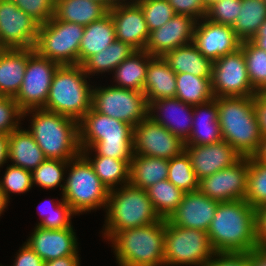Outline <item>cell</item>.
<instances>
[{
  "label": "cell",
  "instance_id": "74e56055",
  "mask_svg": "<svg viewBox=\"0 0 266 266\" xmlns=\"http://www.w3.org/2000/svg\"><path fill=\"white\" fill-rule=\"evenodd\" d=\"M240 48L246 60L249 81L257 93L266 89V51L250 40L242 41Z\"/></svg>",
  "mask_w": 266,
  "mask_h": 266
},
{
  "label": "cell",
  "instance_id": "5b68a950",
  "mask_svg": "<svg viewBox=\"0 0 266 266\" xmlns=\"http://www.w3.org/2000/svg\"><path fill=\"white\" fill-rule=\"evenodd\" d=\"M166 221L115 233L108 241L119 266H164Z\"/></svg>",
  "mask_w": 266,
  "mask_h": 266
},
{
  "label": "cell",
  "instance_id": "52a82bcc",
  "mask_svg": "<svg viewBox=\"0 0 266 266\" xmlns=\"http://www.w3.org/2000/svg\"><path fill=\"white\" fill-rule=\"evenodd\" d=\"M103 238L115 233L156 223L161 220L144 189L128 184L110 190L105 209Z\"/></svg>",
  "mask_w": 266,
  "mask_h": 266
},
{
  "label": "cell",
  "instance_id": "bcb514c9",
  "mask_svg": "<svg viewBox=\"0 0 266 266\" xmlns=\"http://www.w3.org/2000/svg\"><path fill=\"white\" fill-rule=\"evenodd\" d=\"M241 0H220L207 9L206 19L227 26H233L238 13Z\"/></svg>",
  "mask_w": 266,
  "mask_h": 266
},
{
  "label": "cell",
  "instance_id": "f5cc1de1",
  "mask_svg": "<svg viewBox=\"0 0 266 266\" xmlns=\"http://www.w3.org/2000/svg\"><path fill=\"white\" fill-rule=\"evenodd\" d=\"M257 246L266 248V205L256 208Z\"/></svg>",
  "mask_w": 266,
  "mask_h": 266
},
{
  "label": "cell",
  "instance_id": "8992f818",
  "mask_svg": "<svg viewBox=\"0 0 266 266\" xmlns=\"http://www.w3.org/2000/svg\"><path fill=\"white\" fill-rule=\"evenodd\" d=\"M90 78L82 65L59 66L53 76L44 110L79 122L92 107Z\"/></svg>",
  "mask_w": 266,
  "mask_h": 266
},
{
  "label": "cell",
  "instance_id": "ee69618b",
  "mask_svg": "<svg viewBox=\"0 0 266 266\" xmlns=\"http://www.w3.org/2000/svg\"><path fill=\"white\" fill-rule=\"evenodd\" d=\"M142 8L149 32L160 28L175 15L167 0H138Z\"/></svg>",
  "mask_w": 266,
  "mask_h": 266
},
{
  "label": "cell",
  "instance_id": "ba28073f",
  "mask_svg": "<svg viewBox=\"0 0 266 266\" xmlns=\"http://www.w3.org/2000/svg\"><path fill=\"white\" fill-rule=\"evenodd\" d=\"M66 173L62 198L76 214L106 209L110 191L81 153L68 161Z\"/></svg>",
  "mask_w": 266,
  "mask_h": 266
},
{
  "label": "cell",
  "instance_id": "f546056e",
  "mask_svg": "<svg viewBox=\"0 0 266 266\" xmlns=\"http://www.w3.org/2000/svg\"><path fill=\"white\" fill-rule=\"evenodd\" d=\"M169 160L163 158L133 155L130 161L129 184L146 190L168 177Z\"/></svg>",
  "mask_w": 266,
  "mask_h": 266
},
{
  "label": "cell",
  "instance_id": "83f0119b",
  "mask_svg": "<svg viewBox=\"0 0 266 266\" xmlns=\"http://www.w3.org/2000/svg\"><path fill=\"white\" fill-rule=\"evenodd\" d=\"M162 58L176 74L191 73L198 77H212L213 62L202 55L193 43L166 52Z\"/></svg>",
  "mask_w": 266,
  "mask_h": 266
},
{
  "label": "cell",
  "instance_id": "6da1fadb",
  "mask_svg": "<svg viewBox=\"0 0 266 266\" xmlns=\"http://www.w3.org/2000/svg\"><path fill=\"white\" fill-rule=\"evenodd\" d=\"M207 233L215 252H250L257 246L256 209L246 200L219 202Z\"/></svg>",
  "mask_w": 266,
  "mask_h": 266
},
{
  "label": "cell",
  "instance_id": "b9f144b4",
  "mask_svg": "<svg viewBox=\"0 0 266 266\" xmlns=\"http://www.w3.org/2000/svg\"><path fill=\"white\" fill-rule=\"evenodd\" d=\"M56 201L57 202H54V200L52 199L48 202L50 203L49 204L50 206L47 204L48 206L46 205L45 207L42 208V210L40 209L39 213L41 212L40 213L41 219L39 220L40 222L36 224V226L46 229H55V230L70 228L72 226V221H71V219L73 218L72 216L77 214L63 200L62 196H61V201L60 200ZM48 211L49 213L47 214Z\"/></svg>",
  "mask_w": 266,
  "mask_h": 266
},
{
  "label": "cell",
  "instance_id": "30bf717a",
  "mask_svg": "<svg viewBox=\"0 0 266 266\" xmlns=\"http://www.w3.org/2000/svg\"><path fill=\"white\" fill-rule=\"evenodd\" d=\"M85 26L52 17L39 26L34 50L58 65H78L80 42Z\"/></svg>",
  "mask_w": 266,
  "mask_h": 266
},
{
  "label": "cell",
  "instance_id": "f6af8a7d",
  "mask_svg": "<svg viewBox=\"0 0 266 266\" xmlns=\"http://www.w3.org/2000/svg\"><path fill=\"white\" fill-rule=\"evenodd\" d=\"M23 121V111L14 97L0 96V133L10 134L18 129Z\"/></svg>",
  "mask_w": 266,
  "mask_h": 266
},
{
  "label": "cell",
  "instance_id": "603a6c76",
  "mask_svg": "<svg viewBox=\"0 0 266 266\" xmlns=\"http://www.w3.org/2000/svg\"><path fill=\"white\" fill-rule=\"evenodd\" d=\"M219 201L210 199L199 190L185 193L181 203L167 219L185 228L208 231Z\"/></svg>",
  "mask_w": 266,
  "mask_h": 266
},
{
  "label": "cell",
  "instance_id": "ab89813d",
  "mask_svg": "<svg viewBox=\"0 0 266 266\" xmlns=\"http://www.w3.org/2000/svg\"><path fill=\"white\" fill-rule=\"evenodd\" d=\"M167 179L185 193L198 190L199 180L185 151L169 160Z\"/></svg>",
  "mask_w": 266,
  "mask_h": 266
},
{
  "label": "cell",
  "instance_id": "e575fe53",
  "mask_svg": "<svg viewBox=\"0 0 266 266\" xmlns=\"http://www.w3.org/2000/svg\"><path fill=\"white\" fill-rule=\"evenodd\" d=\"M265 20L264 0H241L239 13L232 28L241 41L251 40Z\"/></svg>",
  "mask_w": 266,
  "mask_h": 266
},
{
  "label": "cell",
  "instance_id": "8d00e7d4",
  "mask_svg": "<svg viewBox=\"0 0 266 266\" xmlns=\"http://www.w3.org/2000/svg\"><path fill=\"white\" fill-rule=\"evenodd\" d=\"M148 198L161 219H168L181 203L185 192L168 179L159 181L146 189Z\"/></svg>",
  "mask_w": 266,
  "mask_h": 266
},
{
  "label": "cell",
  "instance_id": "91938a15",
  "mask_svg": "<svg viewBox=\"0 0 266 266\" xmlns=\"http://www.w3.org/2000/svg\"><path fill=\"white\" fill-rule=\"evenodd\" d=\"M10 201L7 200L4 192L0 188V216L5 211V209L8 207V204Z\"/></svg>",
  "mask_w": 266,
  "mask_h": 266
},
{
  "label": "cell",
  "instance_id": "3957f363",
  "mask_svg": "<svg viewBox=\"0 0 266 266\" xmlns=\"http://www.w3.org/2000/svg\"><path fill=\"white\" fill-rule=\"evenodd\" d=\"M27 116H31L27 130L47 159L69 161L81 153L77 121L42 108L24 111L23 119Z\"/></svg>",
  "mask_w": 266,
  "mask_h": 266
},
{
  "label": "cell",
  "instance_id": "11a10c76",
  "mask_svg": "<svg viewBox=\"0 0 266 266\" xmlns=\"http://www.w3.org/2000/svg\"><path fill=\"white\" fill-rule=\"evenodd\" d=\"M250 266H266V248L256 246L250 251Z\"/></svg>",
  "mask_w": 266,
  "mask_h": 266
},
{
  "label": "cell",
  "instance_id": "9a60e30c",
  "mask_svg": "<svg viewBox=\"0 0 266 266\" xmlns=\"http://www.w3.org/2000/svg\"><path fill=\"white\" fill-rule=\"evenodd\" d=\"M39 26L12 0H0V49L34 48Z\"/></svg>",
  "mask_w": 266,
  "mask_h": 266
},
{
  "label": "cell",
  "instance_id": "4316f807",
  "mask_svg": "<svg viewBox=\"0 0 266 266\" xmlns=\"http://www.w3.org/2000/svg\"><path fill=\"white\" fill-rule=\"evenodd\" d=\"M46 159L28 130L20 126L9 134L8 161L12 165L32 172Z\"/></svg>",
  "mask_w": 266,
  "mask_h": 266
},
{
  "label": "cell",
  "instance_id": "ffe728a7",
  "mask_svg": "<svg viewBox=\"0 0 266 266\" xmlns=\"http://www.w3.org/2000/svg\"><path fill=\"white\" fill-rule=\"evenodd\" d=\"M184 151L190 158L192 168L198 180L231 167L242 158L224 140L208 145H185Z\"/></svg>",
  "mask_w": 266,
  "mask_h": 266
},
{
  "label": "cell",
  "instance_id": "60d3db41",
  "mask_svg": "<svg viewBox=\"0 0 266 266\" xmlns=\"http://www.w3.org/2000/svg\"><path fill=\"white\" fill-rule=\"evenodd\" d=\"M245 200L253 208L266 205V164L249 157Z\"/></svg>",
  "mask_w": 266,
  "mask_h": 266
},
{
  "label": "cell",
  "instance_id": "7dc6e473",
  "mask_svg": "<svg viewBox=\"0 0 266 266\" xmlns=\"http://www.w3.org/2000/svg\"><path fill=\"white\" fill-rule=\"evenodd\" d=\"M17 7L40 25L54 17L55 0H12Z\"/></svg>",
  "mask_w": 266,
  "mask_h": 266
},
{
  "label": "cell",
  "instance_id": "94428289",
  "mask_svg": "<svg viewBox=\"0 0 266 266\" xmlns=\"http://www.w3.org/2000/svg\"><path fill=\"white\" fill-rule=\"evenodd\" d=\"M103 4L108 10L112 9L116 4L121 2V0H93Z\"/></svg>",
  "mask_w": 266,
  "mask_h": 266
},
{
  "label": "cell",
  "instance_id": "7c38bea8",
  "mask_svg": "<svg viewBox=\"0 0 266 266\" xmlns=\"http://www.w3.org/2000/svg\"><path fill=\"white\" fill-rule=\"evenodd\" d=\"M60 65L28 48V61L22 85L14 97L24 112L45 106L53 76Z\"/></svg>",
  "mask_w": 266,
  "mask_h": 266
},
{
  "label": "cell",
  "instance_id": "d6a6232c",
  "mask_svg": "<svg viewBox=\"0 0 266 266\" xmlns=\"http://www.w3.org/2000/svg\"><path fill=\"white\" fill-rule=\"evenodd\" d=\"M135 51L130 44L115 40L106 49L90 56L83 64L84 72L90 77L105 72L112 73L126 58L130 57Z\"/></svg>",
  "mask_w": 266,
  "mask_h": 266
},
{
  "label": "cell",
  "instance_id": "7a4b0ae2",
  "mask_svg": "<svg viewBox=\"0 0 266 266\" xmlns=\"http://www.w3.org/2000/svg\"><path fill=\"white\" fill-rule=\"evenodd\" d=\"M81 153L131 160L133 127L91 109L78 122ZM93 152V153H92Z\"/></svg>",
  "mask_w": 266,
  "mask_h": 266
},
{
  "label": "cell",
  "instance_id": "6125c7cd",
  "mask_svg": "<svg viewBox=\"0 0 266 266\" xmlns=\"http://www.w3.org/2000/svg\"><path fill=\"white\" fill-rule=\"evenodd\" d=\"M206 9H208L211 5L215 4L216 2L220 0H202Z\"/></svg>",
  "mask_w": 266,
  "mask_h": 266
},
{
  "label": "cell",
  "instance_id": "9c48e42d",
  "mask_svg": "<svg viewBox=\"0 0 266 266\" xmlns=\"http://www.w3.org/2000/svg\"><path fill=\"white\" fill-rule=\"evenodd\" d=\"M165 221L164 266H205L215 253L208 233Z\"/></svg>",
  "mask_w": 266,
  "mask_h": 266
},
{
  "label": "cell",
  "instance_id": "f907efd6",
  "mask_svg": "<svg viewBox=\"0 0 266 266\" xmlns=\"http://www.w3.org/2000/svg\"><path fill=\"white\" fill-rule=\"evenodd\" d=\"M13 266H45V262L24 243L15 256Z\"/></svg>",
  "mask_w": 266,
  "mask_h": 266
},
{
  "label": "cell",
  "instance_id": "d4e9b609",
  "mask_svg": "<svg viewBox=\"0 0 266 266\" xmlns=\"http://www.w3.org/2000/svg\"><path fill=\"white\" fill-rule=\"evenodd\" d=\"M28 61V48L0 49V96L19 92Z\"/></svg>",
  "mask_w": 266,
  "mask_h": 266
},
{
  "label": "cell",
  "instance_id": "44dd1931",
  "mask_svg": "<svg viewBox=\"0 0 266 266\" xmlns=\"http://www.w3.org/2000/svg\"><path fill=\"white\" fill-rule=\"evenodd\" d=\"M196 22L190 16L175 14L167 23L150 32L145 51L152 56H163L166 52L193 43Z\"/></svg>",
  "mask_w": 266,
  "mask_h": 266
},
{
  "label": "cell",
  "instance_id": "681fc988",
  "mask_svg": "<svg viewBox=\"0 0 266 266\" xmlns=\"http://www.w3.org/2000/svg\"><path fill=\"white\" fill-rule=\"evenodd\" d=\"M205 266H250V252H215Z\"/></svg>",
  "mask_w": 266,
  "mask_h": 266
},
{
  "label": "cell",
  "instance_id": "7bdbcfd3",
  "mask_svg": "<svg viewBox=\"0 0 266 266\" xmlns=\"http://www.w3.org/2000/svg\"><path fill=\"white\" fill-rule=\"evenodd\" d=\"M0 188L4 192L8 201L10 200V194L12 193H26L33 188L32 172L9 164L6 167L3 178L0 180Z\"/></svg>",
  "mask_w": 266,
  "mask_h": 266
},
{
  "label": "cell",
  "instance_id": "484cf974",
  "mask_svg": "<svg viewBox=\"0 0 266 266\" xmlns=\"http://www.w3.org/2000/svg\"><path fill=\"white\" fill-rule=\"evenodd\" d=\"M143 93L148 104L176 96V73L162 56H153L148 64Z\"/></svg>",
  "mask_w": 266,
  "mask_h": 266
},
{
  "label": "cell",
  "instance_id": "9f6ffc18",
  "mask_svg": "<svg viewBox=\"0 0 266 266\" xmlns=\"http://www.w3.org/2000/svg\"><path fill=\"white\" fill-rule=\"evenodd\" d=\"M250 41L255 46L266 51V20L262 23L256 35Z\"/></svg>",
  "mask_w": 266,
  "mask_h": 266
},
{
  "label": "cell",
  "instance_id": "be15d7a7",
  "mask_svg": "<svg viewBox=\"0 0 266 266\" xmlns=\"http://www.w3.org/2000/svg\"><path fill=\"white\" fill-rule=\"evenodd\" d=\"M122 2H129V0H121ZM138 0H130V2H137Z\"/></svg>",
  "mask_w": 266,
  "mask_h": 266
},
{
  "label": "cell",
  "instance_id": "4fadbf2b",
  "mask_svg": "<svg viewBox=\"0 0 266 266\" xmlns=\"http://www.w3.org/2000/svg\"><path fill=\"white\" fill-rule=\"evenodd\" d=\"M211 83L214 97H251L257 94L249 81L241 48L213 62Z\"/></svg>",
  "mask_w": 266,
  "mask_h": 266
},
{
  "label": "cell",
  "instance_id": "f35d334b",
  "mask_svg": "<svg viewBox=\"0 0 266 266\" xmlns=\"http://www.w3.org/2000/svg\"><path fill=\"white\" fill-rule=\"evenodd\" d=\"M68 161L59 159H46L32 171V184L42 189H55L61 187L63 191ZM63 181V182H62ZM62 182V184H61Z\"/></svg>",
  "mask_w": 266,
  "mask_h": 266
},
{
  "label": "cell",
  "instance_id": "8fae6325",
  "mask_svg": "<svg viewBox=\"0 0 266 266\" xmlns=\"http://www.w3.org/2000/svg\"><path fill=\"white\" fill-rule=\"evenodd\" d=\"M92 89V108L132 127L148 117L149 104L143 92L117 86H96Z\"/></svg>",
  "mask_w": 266,
  "mask_h": 266
},
{
  "label": "cell",
  "instance_id": "5bb4252c",
  "mask_svg": "<svg viewBox=\"0 0 266 266\" xmlns=\"http://www.w3.org/2000/svg\"><path fill=\"white\" fill-rule=\"evenodd\" d=\"M133 154L171 160L184 151V141L150 117L133 127Z\"/></svg>",
  "mask_w": 266,
  "mask_h": 266
},
{
  "label": "cell",
  "instance_id": "ac0fdd59",
  "mask_svg": "<svg viewBox=\"0 0 266 266\" xmlns=\"http://www.w3.org/2000/svg\"><path fill=\"white\" fill-rule=\"evenodd\" d=\"M115 25L116 39L136 50H145L150 32L142 8L137 2H119L108 11Z\"/></svg>",
  "mask_w": 266,
  "mask_h": 266
},
{
  "label": "cell",
  "instance_id": "f1b7e54d",
  "mask_svg": "<svg viewBox=\"0 0 266 266\" xmlns=\"http://www.w3.org/2000/svg\"><path fill=\"white\" fill-rule=\"evenodd\" d=\"M116 40L115 25L110 13L85 26L80 42L78 64L82 65L90 56L106 49Z\"/></svg>",
  "mask_w": 266,
  "mask_h": 266
},
{
  "label": "cell",
  "instance_id": "4dcf8cb0",
  "mask_svg": "<svg viewBox=\"0 0 266 266\" xmlns=\"http://www.w3.org/2000/svg\"><path fill=\"white\" fill-rule=\"evenodd\" d=\"M108 11L103 4L93 0H55L54 18L87 26Z\"/></svg>",
  "mask_w": 266,
  "mask_h": 266
},
{
  "label": "cell",
  "instance_id": "cb8c5ba5",
  "mask_svg": "<svg viewBox=\"0 0 266 266\" xmlns=\"http://www.w3.org/2000/svg\"><path fill=\"white\" fill-rule=\"evenodd\" d=\"M215 98L193 106L192 131L185 145H208L222 141Z\"/></svg>",
  "mask_w": 266,
  "mask_h": 266
},
{
  "label": "cell",
  "instance_id": "2e32d148",
  "mask_svg": "<svg viewBox=\"0 0 266 266\" xmlns=\"http://www.w3.org/2000/svg\"><path fill=\"white\" fill-rule=\"evenodd\" d=\"M249 157H242L231 167L204 177L198 182V190L219 202L245 200Z\"/></svg>",
  "mask_w": 266,
  "mask_h": 266
},
{
  "label": "cell",
  "instance_id": "816d5d0a",
  "mask_svg": "<svg viewBox=\"0 0 266 266\" xmlns=\"http://www.w3.org/2000/svg\"><path fill=\"white\" fill-rule=\"evenodd\" d=\"M254 110L260 133L262 136H266V94L257 93L254 96Z\"/></svg>",
  "mask_w": 266,
  "mask_h": 266
},
{
  "label": "cell",
  "instance_id": "d590c367",
  "mask_svg": "<svg viewBox=\"0 0 266 266\" xmlns=\"http://www.w3.org/2000/svg\"><path fill=\"white\" fill-rule=\"evenodd\" d=\"M175 97L192 106L210 101L214 98L211 78L198 77L191 73L176 74Z\"/></svg>",
  "mask_w": 266,
  "mask_h": 266
},
{
  "label": "cell",
  "instance_id": "1f68e13d",
  "mask_svg": "<svg viewBox=\"0 0 266 266\" xmlns=\"http://www.w3.org/2000/svg\"><path fill=\"white\" fill-rule=\"evenodd\" d=\"M153 56L137 50L113 70L114 86L143 92L147 67Z\"/></svg>",
  "mask_w": 266,
  "mask_h": 266
},
{
  "label": "cell",
  "instance_id": "680465c9",
  "mask_svg": "<svg viewBox=\"0 0 266 266\" xmlns=\"http://www.w3.org/2000/svg\"><path fill=\"white\" fill-rule=\"evenodd\" d=\"M251 157L259 163L266 164V136L261 137L258 148Z\"/></svg>",
  "mask_w": 266,
  "mask_h": 266
},
{
  "label": "cell",
  "instance_id": "277c9868",
  "mask_svg": "<svg viewBox=\"0 0 266 266\" xmlns=\"http://www.w3.org/2000/svg\"><path fill=\"white\" fill-rule=\"evenodd\" d=\"M214 98L223 140L241 157H251L262 137L254 110V96Z\"/></svg>",
  "mask_w": 266,
  "mask_h": 266
},
{
  "label": "cell",
  "instance_id": "c3c4849f",
  "mask_svg": "<svg viewBox=\"0 0 266 266\" xmlns=\"http://www.w3.org/2000/svg\"><path fill=\"white\" fill-rule=\"evenodd\" d=\"M175 14L187 15L199 21L206 17L207 9L202 0H167Z\"/></svg>",
  "mask_w": 266,
  "mask_h": 266
},
{
  "label": "cell",
  "instance_id": "6f0895ef",
  "mask_svg": "<svg viewBox=\"0 0 266 266\" xmlns=\"http://www.w3.org/2000/svg\"><path fill=\"white\" fill-rule=\"evenodd\" d=\"M9 135L0 133V168L8 163Z\"/></svg>",
  "mask_w": 266,
  "mask_h": 266
},
{
  "label": "cell",
  "instance_id": "db71d44e",
  "mask_svg": "<svg viewBox=\"0 0 266 266\" xmlns=\"http://www.w3.org/2000/svg\"><path fill=\"white\" fill-rule=\"evenodd\" d=\"M79 255L66 256L45 262V266H80Z\"/></svg>",
  "mask_w": 266,
  "mask_h": 266
},
{
  "label": "cell",
  "instance_id": "836d02e7",
  "mask_svg": "<svg viewBox=\"0 0 266 266\" xmlns=\"http://www.w3.org/2000/svg\"><path fill=\"white\" fill-rule=\"evenodd\" d=\"M91 164L100 181L110 190L129 184L131 160H118L94 153H81ZM91 155V156H90Z\"/></svg>",
  "mask_w": 266,
  "mask_h": 266
},
{
  "label": "cell",
  "instance_id": "e0dca14e",
  "mask_svg": "<svg viewBox=\"0 0 266 266\" xmlns=\"http://www.w3.org/2000/svg\"><path fill=\"white\" fill-rule=\"evenodd\" d=\"M241 42L232 26L214 23L206 18L196 22L193 44L212 62L237 51Z\"/></svg>",
  "mask_w": 266,
  "mask_h": 266
},
{
  "label": "cell",
  "instance_id": "7402d4cb",
  "mask_svg": "<svg viewBox=\"0 0 266 266\" xmlns=\"http://www.w3.org/2000/svg\"><path fill=\"white\" fill-rule=\"evenodd\" d=\"M148 113L154 122L164 126L182 141L189 138L193 123L192 105L176 97L161 98L149 103Z\"/></svg>",
  "mask_w": 266,
  "mask_h": 266
},
{
  "label": "cell",
  "instance_id": "d6986e66",
  "mask_svg": "<svg viewBox=\"0 0 266 266\" xmlns=\"http://www.w3.org/2000/svg\"><path fill=\"white\" fill-rule=\"evenodd\" d=\"M26 244L44 261L79 255L76 232L73 225L65 229L33 228Z\"/></svg>",
  "mask_w": 266,
  "mask_h": 266
}]
</instances>
